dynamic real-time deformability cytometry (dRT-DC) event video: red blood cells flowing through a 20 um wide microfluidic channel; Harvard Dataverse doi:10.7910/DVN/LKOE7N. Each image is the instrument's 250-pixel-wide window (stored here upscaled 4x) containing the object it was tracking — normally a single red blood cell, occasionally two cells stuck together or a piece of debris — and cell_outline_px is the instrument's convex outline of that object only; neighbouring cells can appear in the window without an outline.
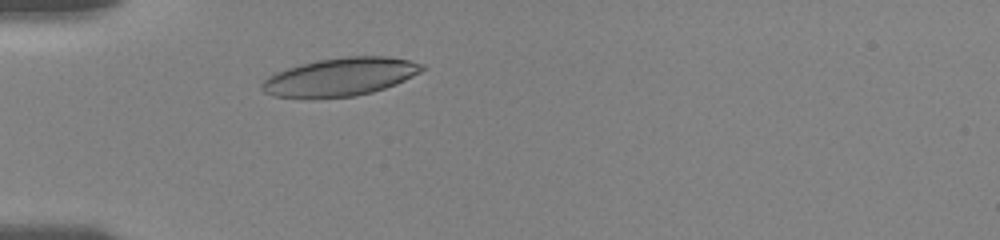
{"species": "human", "species_latin": "Homo sapiens", "temperature_condition": "room temperature", "stored_images_in_passage": 56, "camera_frame_rate_fps": 3000, "um_per_image_px": 0.085, "donor": {"sex": "female"}, "frame": {"image": 1, "passage_image": 11, "time_ms": 2.0, "image_size_px": [1000, 240], "cell_outline_px": [[428, 68], [396, 84], [372, 92], [356, 96], [276, 96], [264, 92], [260, 88], [260, 84], [268, 76], [276, 72], [300, 64], [316, 60], [348, 56], [388, 56], [408, 60], [424, 64]], "centroid_in_image_um": [28.97, 6.5], "position_along_channel_um": 56.0, "area_um2": 35.03}}
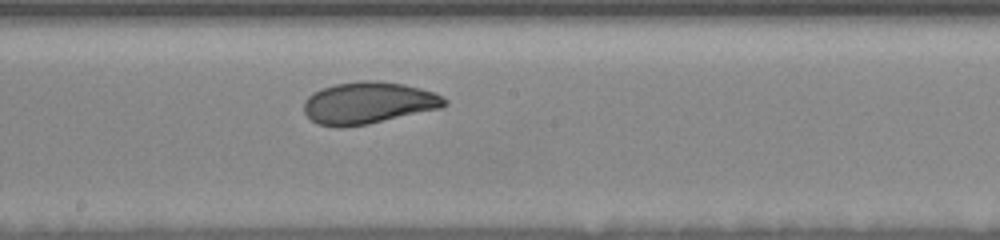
{"frame": {"image": 2, "passage_image": 36, "time_ms": 6.667, "image_size_px": [1000, 240], "cell_outline_px": [[448, 104], [444, 108], [368, 124], [340, 128], [336, 128], [316, 124], [304, 112], [304, 100], [312, 92], [320, 88], [336, 84], [360, 80], [376, 80], [404, 84], [436, 92], [444, 96], [448, 100]], "centroid_in_image_um": [31.34, 8.75], "position_along_channel_um": 216.9, "area_um2": 35.03}}
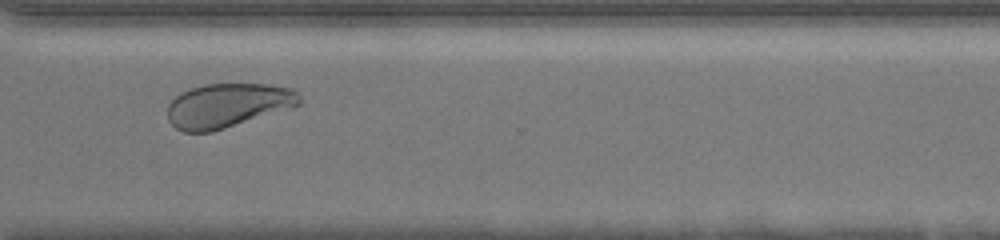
{"frame": {"image": 3, "passage_image": 52, "time_ms": 10.333, "image_size_px": [1000, 240], "cell_outline_px": [[304, 100], [300, 104], [292, 108], [212, 132], [184, 132], [176, 128], [168, 120], [168, 104], [176, 96], [192, 88], [204, 84], [272, 84], [292, 88]], "centroid_in_image_um": [19.39, 8.96], "position_along_channel_um": 351.2, "area_um2": 34.1}, "authors_computed_cell_mechanics": {"area_um2": 33.7552, "velocity_mm_per_s": 3.6746, "shape_relaxation_time_tau1_ms": 4.3291, "shape_relaxation_time_tau2_ms": 0.9938, "deformation_change_tau1": 0.1531, "deformation_change_tau2": 0.0506}}